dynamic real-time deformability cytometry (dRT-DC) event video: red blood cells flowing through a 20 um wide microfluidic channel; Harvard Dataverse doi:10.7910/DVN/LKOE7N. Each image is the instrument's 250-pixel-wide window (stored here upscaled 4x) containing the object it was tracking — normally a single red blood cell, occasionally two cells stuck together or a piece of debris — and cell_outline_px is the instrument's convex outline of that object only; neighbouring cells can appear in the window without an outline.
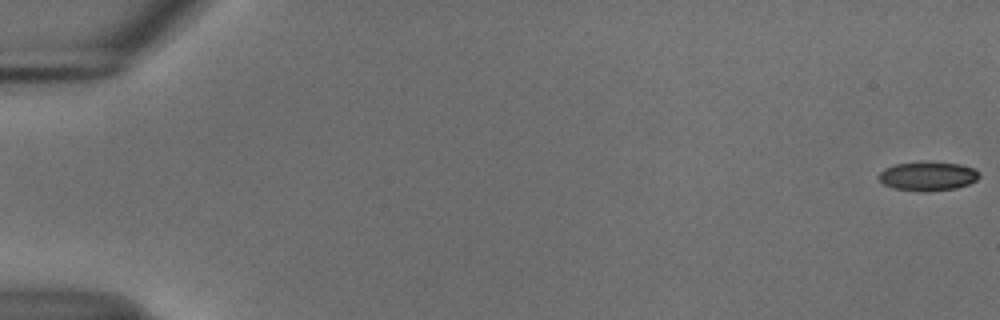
{"species": "common noctule bat (a hibernating species)", "species_latin": "Nyctalus noctula", "temperature_condition": "cold", "stored_images_in_passage": 55, "camera_frame_rate_fps": 3000, "um_per_image_px": 0.085, "animal": {"sex": "male", "body_mass_g": 18.8}, "frame": {"image": 1, "passage_image": 1, "time_ms": 0.0, "image_size_px": [1000, 320], "cell_outline_px": [[980, 176], [976, 180], [968, 184], [956, 188], [920, 192], [892, 188], [884, 184], [880, 180], [880, 172], [884, 168], [892, 164], [960, 164], [976, 168], [980, 172]], "centroid_in_image_um": [78.88, 15.01], "position_along_channel_um": 6.1, "area_um2": 16.47}}
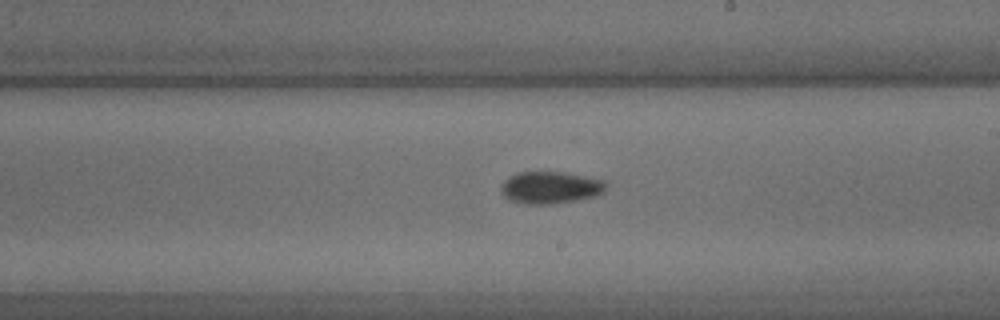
{"frame": {"image": 2, "passage_image": 33, "time_ms": 10.667, "image_size_px": [1000, 320], "cell_outline_px": [[604, 192], [596, 196], [576, 200], [552, 204], [528, 204], [512, 200], [504, 196], [500, 192], [500, 188], [504, 180], [508, 176], [516, 172], [564, 172], [604, 180]], "centroid_in_image_um": [46.74, 15.93], "position_along_channel_um": 242.3, "area_um2": 19.59}}
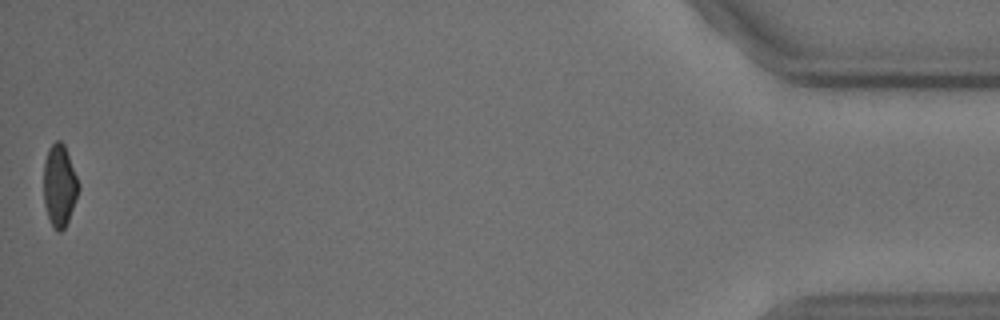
{"frame": {"image": 3, "passage_image": 55, "time_ms": 18.0, "image_size_px": [1000, 320], "cell_outline_px": [[80, 188], [68, 220], [64, 228], [60, 232], [56, 232], [48, 216], [44, 204], [44, 160], [48, 148], [56, 140], [60, 140], [64, 144], [80, 184]], "centroid_in_image_um": [5.05, 15.75], "position_along_channel_um": 430.1, "area_um2": 16.65}, "authors_computed_cell_mechanics": {"area_um2": 17.918, "velocity_mm_per_s": 3.7564, "shape_relaxation_time_tau1_ms": 5.0774, "shape_relaxation_time_tau2_ms": null, "deformation_change_tau1": 0.1429, "deformation_change_tau2": null}}